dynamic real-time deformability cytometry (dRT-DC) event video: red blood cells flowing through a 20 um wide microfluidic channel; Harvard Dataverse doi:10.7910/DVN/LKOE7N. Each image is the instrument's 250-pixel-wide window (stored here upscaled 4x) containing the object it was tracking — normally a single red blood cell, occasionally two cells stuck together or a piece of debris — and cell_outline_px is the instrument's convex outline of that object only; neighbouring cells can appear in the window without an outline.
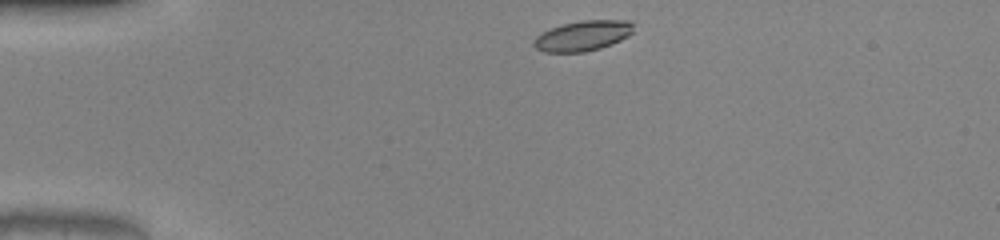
{"species": "common noctule bat (a hibernating species)", "species_latin": "Nyctalus noctula", "temperature_condition": "warm", "stored_images_in_passage": 34, "camera_frame_rate_fps": 3000, "um_per_image_px": 0.085, "animal": {"sex": "male", "body_mass_g": 20.0, "forearm_length_mm": 53.3}, "frame": {"image": 1, "passage_image": 1, "time_ms": 0.0, "image_size_px": [1000, 240], "cell_outline_px": [[632, 32], [628, 36], [612, 44], [600, 48], [584, 52], [544, 52], [536, 48], [532, 44], [536, 36], [552, 28], [564, 24], [580, 20], [628, 20], [632, 24]], "centroid_in_image_um": [49.54, 3.04], "position_along_channel_um": 35.5, "area_um2": 17.4}}
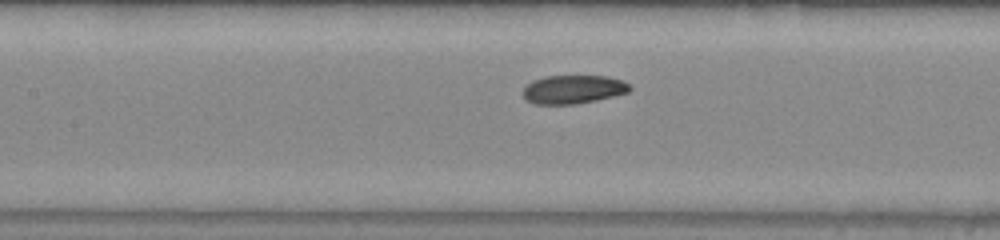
{"frame": {"image": 2, "passage_image": 14, "time_ms": 4.333, "image_size_px": [1000, 240], "cell_outline_px": [[632, 88], [628, 92], [596, 100], [576, 104], [536, 104], [528, 100], [524, 96], [524, 88], [532, 80], [544, 76], [604, 76], [620, 80], [628, 84]], "centroid_in_image_um": [48.71, 7.59], "position_along_channel_um": 158.7, "area_um2": 17.51}}
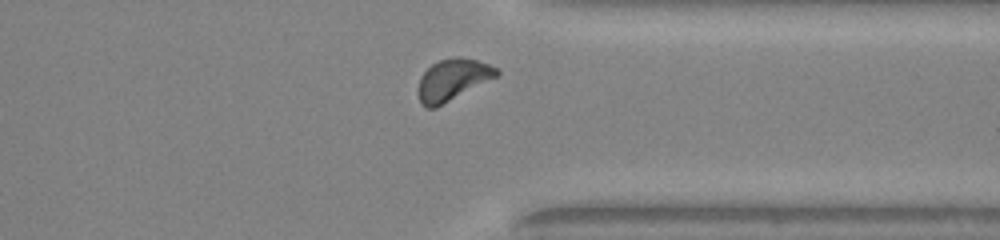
{"frame": {"image": 3, "passage_image": 30, "time_ms": 9.667, "image_size_px": [1000, 240], "cell_outline_px": [[500, 72], [496, 76], [436, 108], [424, 108], [420, 104], [416, 92], [416, 88], [420, 76], [432, 64], [440, 60], [456, 56], [460, 56], [476, 60], [500, 68]], "centroid_in_image_um": [38.41, 6.79], "position_along_channel_um": 373.0, "area_um2": 19.13}, "authors_computed_cell_mechanics": {"area_um2": 18.207, "velocity_mm_per_s": 4.0384, "shape_relaxation_time_tau1_ms": 2.5905, "shape_relaxation_time_tau2_ms": null, "deformation_change_tau1": 0.0875, "deformation_change_tau2": null}}